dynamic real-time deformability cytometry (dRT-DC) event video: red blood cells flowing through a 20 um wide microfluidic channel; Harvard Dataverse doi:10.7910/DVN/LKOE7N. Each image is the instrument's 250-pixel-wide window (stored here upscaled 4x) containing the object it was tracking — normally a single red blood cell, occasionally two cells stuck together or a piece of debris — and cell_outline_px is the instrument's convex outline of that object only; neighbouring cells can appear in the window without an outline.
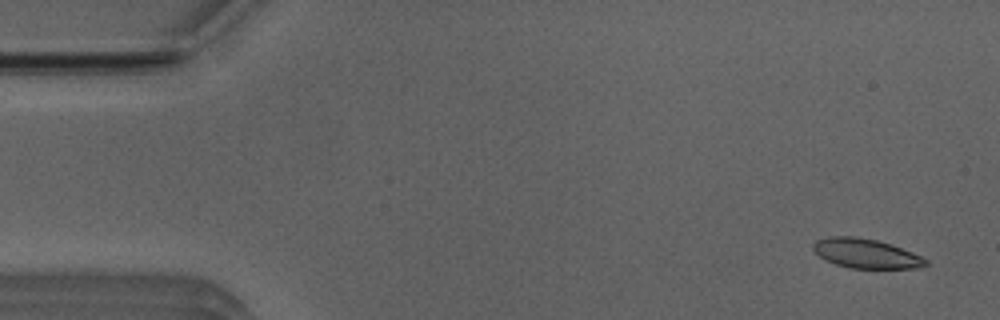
{"species": "Egyptian fruit bat (a non-hibernating species)", "species_latin": "Rousettus aegyptiacus", "temperature_condition": "room temperature", "stored_images_in_passage": 52, "camera_frame_rate_fps": 3000, "um_per_image_px": 0.085, "animal": {"sex": "male"}, "frame": {"image": 1, "passage_image": 2, "time_ms": 0.333, "image_size_px": [1000, 320], "cell_outline_px": [[928, 264], [920, 268], [848, 268], [824, 260], [812, 248], [812, 244], [816, 240], [828, 236], [856, 236], [876, 240], [912, 252], [928, 260]], "centroid_in_image_um": [73.57, 21.54], "position_along_channel_um": 11.4, "area_um2": 19.25}}
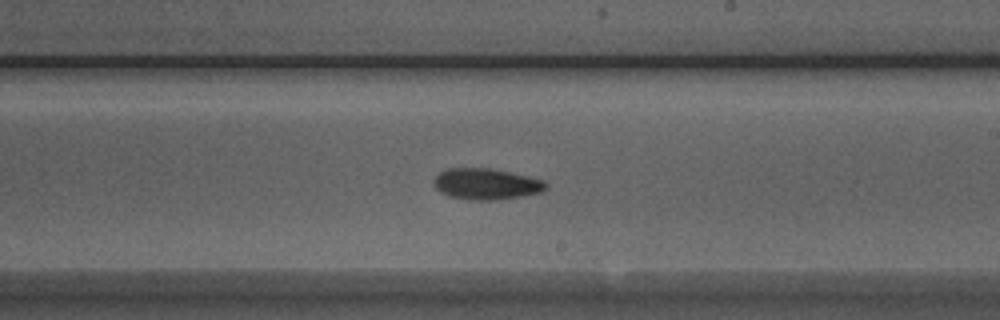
{"frame": {"image": 2, "passage_image": 29, "time_ms": 9.333, "image_size_px": [1000, 320], "cell_outline_px": [[548, 188], [544, 192], [500, 200], [468, 200], [448, 196], [440, 192], [432, 184], [432, 180], [440, 172], [448, 168], [488, 168], [508, 172], [544, 180], [548, 184]], "centroid_in_image_um": [41.33, 15.65], "position_along_channel_um": 247.7, "area_um2": 20.58}}
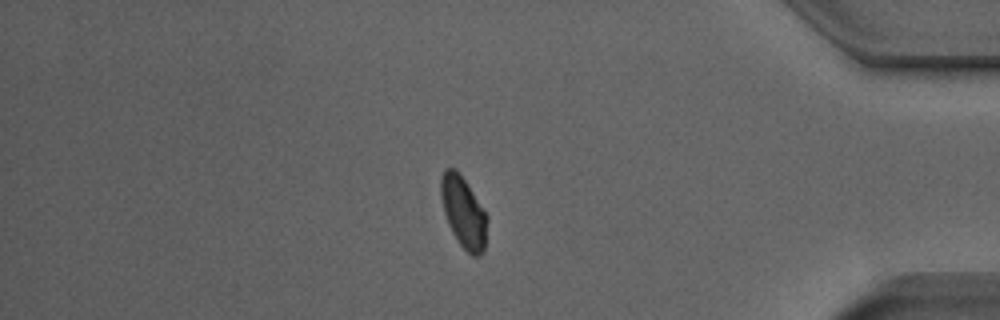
{"frame": {"image": 3, "passage_image": 43, "time_ms": 14.0, "image_size_px": [1000, 320], "cell_outline_px": [[488, 220], [484, 252], [480, 256], [472, 256], [460, 244], [452, 232], [448, 224], [444, 212], [440, 196], [440, 176], [444, 168], [456, 168], [488, 216]], "centroid_in_image_um": [39.39, 18.04], "position_along_channel_um": 395.8, "area_um2": 19.25}, "authors_computed_cell_mechanics": {"area_um2": 19.8832, "velocity_mm_per_s": 3.9448, "shape_relaxation_time_tau1_ms": 5.794, "shape_relaxation_time_tau2_ms": 3.6317, "deformation_change_tau1": 0.1168, "deformation_change_tau2": 0.074}}